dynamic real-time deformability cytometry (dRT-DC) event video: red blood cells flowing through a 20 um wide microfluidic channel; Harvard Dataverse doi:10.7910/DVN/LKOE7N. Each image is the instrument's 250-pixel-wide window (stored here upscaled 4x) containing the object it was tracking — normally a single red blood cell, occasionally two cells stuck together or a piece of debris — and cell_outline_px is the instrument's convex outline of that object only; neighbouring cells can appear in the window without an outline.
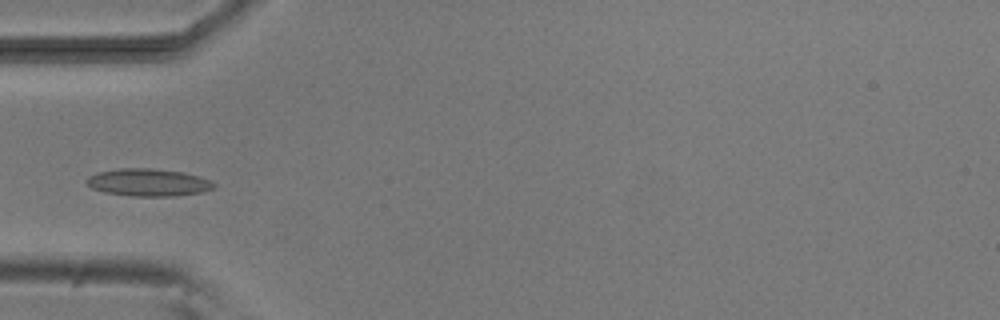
{"species": "common noctule bat (a hibernating species)", "species_latin": "Nyctalus noctula", "temperature_condition": "room temperature", "stored_images_in_passage": 5, "camera_frame_rate_fps": 3000, "um_per_image_px": 0.085, "animal": {"sex": "male", "body_mass_g": 20.5, "forearm_length_mm": 52.5}, "frame": {"image": 1, "passage_image": 5, "time_ms": 5.333, "image_size_px": [1000, 320], "cell_outline_px": [[216, 184], [212, 188], [200, 192], [176, 196], [132, 196], [104, 192], [92, 188], [84, 180], [88, 176], [96, 172], [120, 168], [152, 168], [184, 172], [200, 176], [212, 180]], "centroid_in_image_um": [12.59, 15.49], "position_along_channel_um": 72.4, "area_um2": 20.52}}